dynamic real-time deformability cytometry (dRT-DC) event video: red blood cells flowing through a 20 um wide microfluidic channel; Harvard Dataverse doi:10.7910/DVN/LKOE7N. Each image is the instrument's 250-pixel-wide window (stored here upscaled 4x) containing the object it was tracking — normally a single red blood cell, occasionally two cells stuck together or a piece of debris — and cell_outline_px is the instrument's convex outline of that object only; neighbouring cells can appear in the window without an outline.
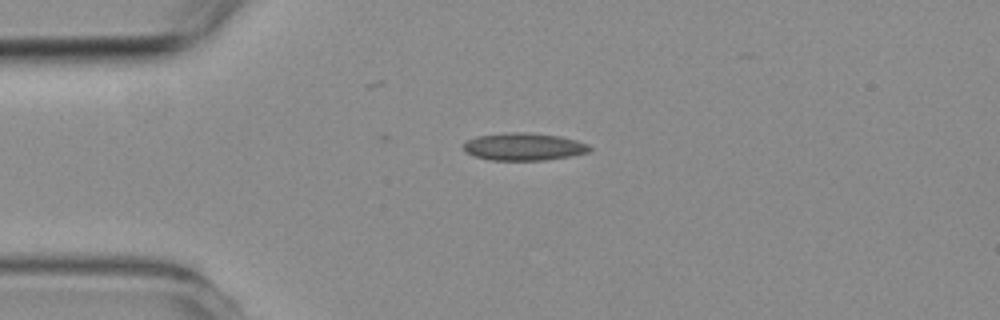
{"species": "common noctule bat (a hibernating species)", "species_latin": "Nyctalus noctula", "temperature_condition": "room temperature", "stored_images_in_passage": 9, "camera_frame_rate_fps": 3000, "um_per_image_px": 0.085, "animal": {"sex": "female", "body_mass_g": 19.3, "forearm_length_mm": 54.1}, "frame": {"image": 1, "passage_image": 5, "time_ms": 5.333, "image_size_px": [1000, 320], "cell_outline_px": [[592, 148], [588, 152], [572, 156], [544, 160], [488, 160], [464, 152], [464, 144], [468, 140], [476, 136], [512, 132], [524, 132], [560, 136], [576, 140], [588, 144]], "centroid_in_image_um": [44.53, 12.47], "position_along_channel_um": 40.5, "area_um2": 20.17}}
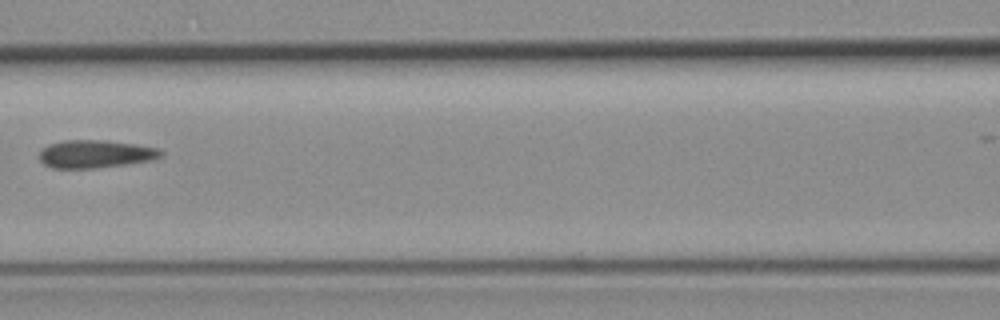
{"frame": {"image": 2, "passage_image": 8, "time_ms": 9.0, "image_size_px": [1000, 320], "cell_outline_px": [[164, 156], [152, 160], [96, 168], [52, 168], [44, 164], [40, 160], [40, 148], [48, 144], [64, 140], [104, 140], [136, 144], [156, 148], [164, 152]], "centroid_in_image_um": [8.09, 13.08], "position_along_channel_um": 158.5, "area_um2": 19.83}}
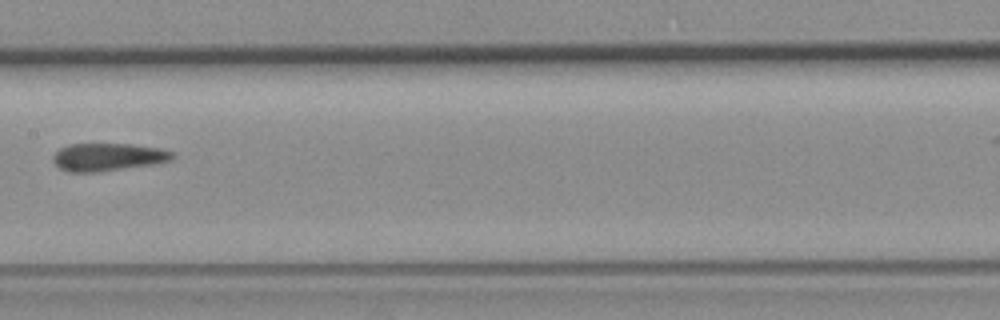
{"frame": {"image": 3, "passage_image": 9, "time_ms": 10.0, "image_size_px": [1000, 320], "cell_outline_px": [[176, 156], [172, 160], [152, 164], [96, 172], [68, 172], [60, 168], [52, 160], [52, 156], [60, 148], [68, 144], [128, 144], [160, 148], [172, 152]], "centroid_in_image_um": [9.15, 13.34], "position_along_channel_um": 198.2, "area_um2": 19.19}}